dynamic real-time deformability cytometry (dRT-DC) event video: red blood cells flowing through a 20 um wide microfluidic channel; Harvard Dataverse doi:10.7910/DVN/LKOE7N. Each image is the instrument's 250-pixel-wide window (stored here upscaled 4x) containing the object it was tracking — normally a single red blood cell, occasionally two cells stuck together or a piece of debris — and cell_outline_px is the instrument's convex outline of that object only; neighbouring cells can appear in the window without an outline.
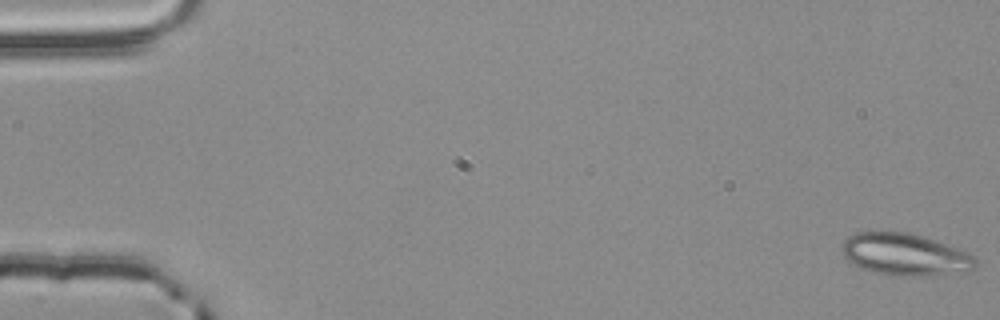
{"species": "common noctule bat (a hibernating species)", "species_latin": "Nyctalus noctula", "temperature_condition": "room temperature", "stored_images_in_passage": 55, "camera_frame_rate_fps": 3000, "um_per_image_px": 0.085, "animal": {"sex": "male", "body_mass_g": 20.4}, "frame": {"image": 1, "passage_image": 1, "time_ms": 0.0, "image_size_px": [1000, 320], "cell_outline_px": [[976, 264], [972, 268], [964, 272], [924, 276], [888, 276], [872, 272], [848, 260], [844, 256], [840, 248], [844, 240], [848, 236], [856, 232], [908, 232], [968, 252], [976, 256]], "centroid_in_image_um": [76.9, 21.65], "position_along_channel_um": 8.1, "area_um2": 32.6}}
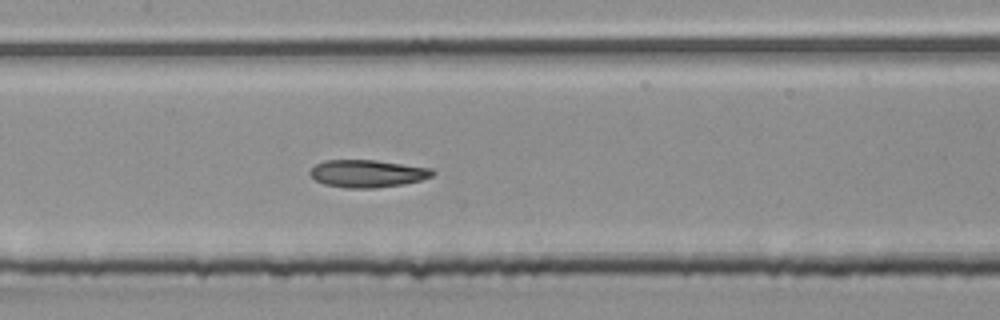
{"frame": {"image": 2, "passage_image": 27, "time_ms": 8.667, "image_size_px": [1000, 320], "cell_outline_px": [[436, 172], [432, 176], [420, 180], [404, 184], [372, 188], [348, 188], [324, 184], [316, 180], [308, 172], [316, 164], [324, 160], [376, 160], [432, 168]], "centroid_in_image_um": [31.24, 14.74], "position_along_channel_um": 176.2, "area_um2": 19.59}}
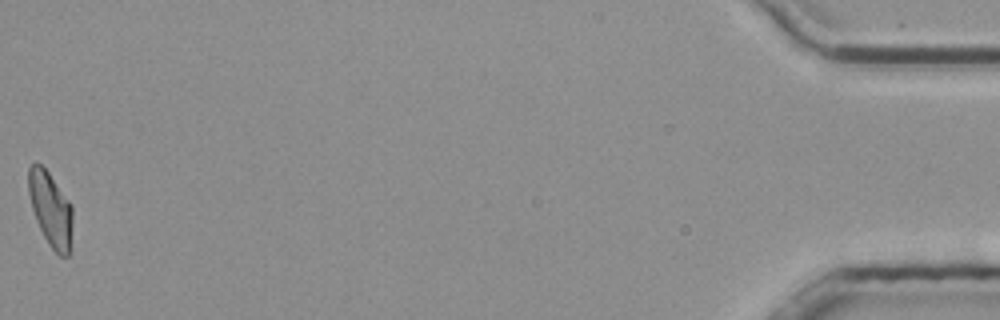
{"frame": {"image": 3, "passage_image": 55, "time_ms": 18.0, "image_size_px": [1000, 320], "cell_outline_px": [[72, 220], [68, 256], [60, 256], [48, 244], [36, 220], [32, 208], [28, 192], [28, 168], [32, 164], [40, 164], [48, 172], [72, 204]], "centroid_in_image_um": [4.29, 17.76], "position_along_channel_um": 430.9, "area_um2": 18.84}, "authors_computed_cell_mechanics": {"area_um2": 19.8832, "velocity_mm_per_s": 3.8598, "shape_relaxation_time_tau1_ms": null, "shape_relaxation_time_tau2_ms": 2.7361, "deformation_change_tau1": null, "deformation_change_tau2": 0.0804}}